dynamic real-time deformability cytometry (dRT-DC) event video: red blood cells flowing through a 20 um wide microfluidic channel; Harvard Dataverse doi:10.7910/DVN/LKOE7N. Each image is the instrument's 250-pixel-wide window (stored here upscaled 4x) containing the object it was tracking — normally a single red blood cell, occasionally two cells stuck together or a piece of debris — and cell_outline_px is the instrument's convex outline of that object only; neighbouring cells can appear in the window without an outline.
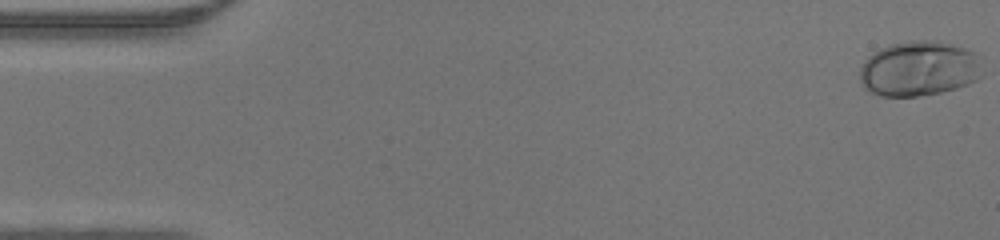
{"species": "human", "species_latin": "Homo sapiens", "temperature_condition": "warm", "stored_images_in_passage": 47, "camera_frame_rate_fps": 3000, "um_per_image_px": 0.085, "donor": {"sex": "male"}, "frame": {"image": 1, "passage_image": 1, "time_ms": 0.0, "image_size_px": [1000, 240], "cell_outline_px": [[984, 76], [968, 84], [956, 88], [940, 92], [916, 96], [880, 96], [864, 88], [860, 84], [860, 68], [864, 60], [868, 56], [880, 48], [892, 44], [908, 40], [936, 40], [952, 44], [980, 52]], "centroid_in_image_um": [78.17, 5.81], "position_along_channel_um": 6.8, "area_um2": 40.11}}
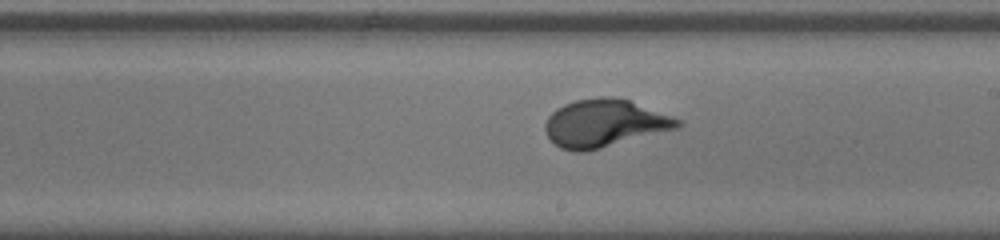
{"frame": {"image": 2, "passage_image": 27, "time_ms": 8.667, "image_size_px": [1000, 240], "cell_outline_px": [[684, 124], [680, 128], [588, 152], [572, 152], [560, 148], [548, 136], [544, 128], [544, 124], [548, 116], [556, 108], [564, 104], [576, 100], [600, 96], [612, 96], [628, 100], [672, 116], [680, 120]], "centroid_in_image_um": [51.39, 10.49], "position_along_channel_um": 237.6, "area_um2": 37.17}}
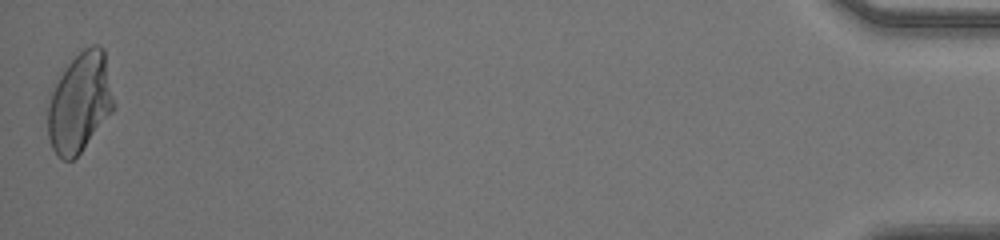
{"frame": {"image": 3, "passage_image": 47, "time_ms": 15.333, "image_size_px": [1000, 240], "cell_outline_px": [[116, 108], [80, 152], [72, 160], [64, 160], [56, 156], [52, 148], [48, 136], [48, 104], [52, 92], [64, 64], [84, 48], [92, 44], [96, 44], [104, 48], [116, 104]], "centroid_in_image_um": [6.8, 8.67], "position_along_channel_um": 428.4, "area_um2": 38.84}}